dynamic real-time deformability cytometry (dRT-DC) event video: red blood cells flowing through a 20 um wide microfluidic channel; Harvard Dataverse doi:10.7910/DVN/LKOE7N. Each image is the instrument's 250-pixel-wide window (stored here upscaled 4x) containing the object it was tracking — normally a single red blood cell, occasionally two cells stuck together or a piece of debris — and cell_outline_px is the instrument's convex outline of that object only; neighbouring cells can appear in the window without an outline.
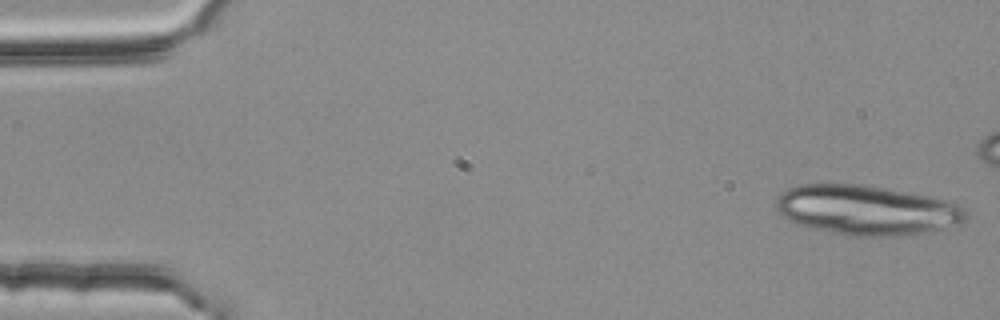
{"species": "common noctule bat (a hibernating species)", "species_latin": "Nyctalus noctula", "temperature_condition": "room temperature", "stored_images_in_passage": 7, "segment_of_instrument_passage": [1, 3], "camera_frame_rate_fps": 3000, "um_per_image_px": 0.085, "animal": {"sex": "female", "body_mass_g": 25.1}, "frame": {"image": 1, "passage_image": 1, "time_ms": 0.0, "image_size_px": [1000, 320], "cell_outline_px": [[964, 220], [960, 224], [920, 232], [892, 236], [848, 236], [812, 228], [796, 224], [788, 220], [776, 208], [776, 196], [788, 188], [800, 184], [864, 184], [928, 196], [948, 200], [964, 208]], "centroid_in_image_um": [73.59, 17.84], "position_along_channel_um": 11.4, "area_um2": 54.62}}